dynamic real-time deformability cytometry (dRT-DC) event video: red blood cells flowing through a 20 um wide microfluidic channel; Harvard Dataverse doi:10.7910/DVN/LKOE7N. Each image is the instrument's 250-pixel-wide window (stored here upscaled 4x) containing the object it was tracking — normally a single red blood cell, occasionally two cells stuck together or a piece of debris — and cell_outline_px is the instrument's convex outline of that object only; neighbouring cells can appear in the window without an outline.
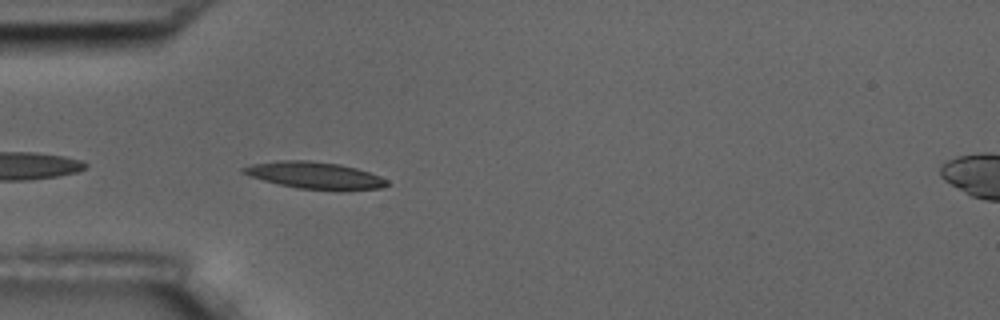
{"species": "common noctule bat (a hibernating species)", "species_latin": "Nyctalus noctula", "temperature_condition": "room temperature", "stored_images_in_passage": 41, "camera_frame_rate_fps": 3000, "um_per_image_px": 0.085, "animal": {"sex": "male", "body_mass_g": 17.5, "forearm_length_mm": 52.3}, "frame": {"image": 1, "passage_image": 2, "time_ms": 0.333, "image_size_px": [1000, 320], "cell_outline_px": [[392, 184], [384, 188], [340, 192], [300, 188], [280, 184], [248, 176], [240, 172], [240, 168], [252, 164], [280, 160], [308, 160], [340, 164], [356, 168], [380, 176], [388, 180]], "centroid_in_image_um": [26.83, 14.93], "position_along_channel_um": 58.2, "area_um2": 23.06}}
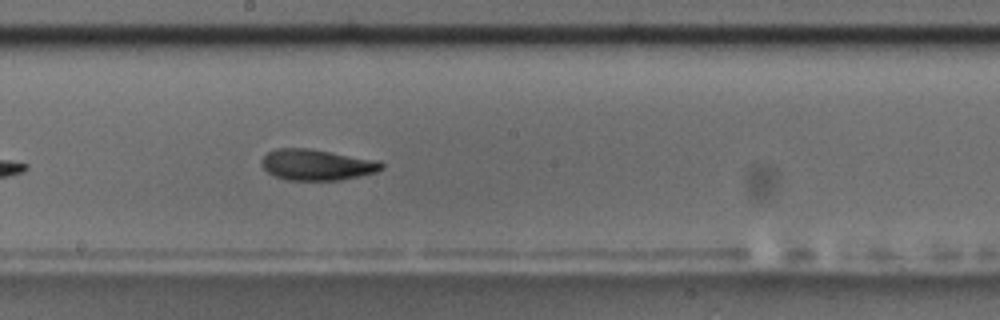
{"frame": {"image": 2, "passage_image": 16, "time_ms": 5.0, "image_size_px": [1000, 320], "cell_outline_px": [[384, 168], [376, 172], [360, 176], [340, 180], [284, 180], [268, 172], [260, 164], [260, 160], [268, 152], [276, 148], [308, 148], [380, 160], [384, 164]], "centroid_in_image_um": [26.94, 14.0], "position_along_channel_um": 221.3, "area_um2": 21.85}}
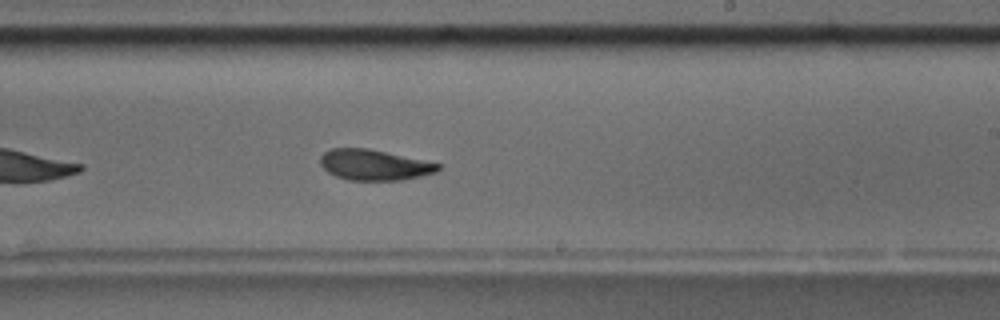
{"frame": {"image": 3, "passage_image": 19, "time_ms": 6.0, "image_size_px": [1000, 320], "cell_outline_px": [[440, 168], [436, 172], [404, 180], [348, 180], [336, 176], [328, 172], [320, 164], [320, 156], [324, 152], [332, 148], [368, 148], [440, 164]], "centroid_in_image_um": [31.77, 14.02], "position_along_channel_um": 257.2, "area_um2": 20.87}, "authors_computed_cell_mechanics": {"area_um2": 21.5594, "velocity_mm_per_s": 3.5949, "shape_relaxation_time_tau1_ms": 4.4106, "shape_relaxation_time_tau2_ms": 4.0071, "deformation_change_tau1": 0.1755, "deformation_change_tau2": 0.087}}